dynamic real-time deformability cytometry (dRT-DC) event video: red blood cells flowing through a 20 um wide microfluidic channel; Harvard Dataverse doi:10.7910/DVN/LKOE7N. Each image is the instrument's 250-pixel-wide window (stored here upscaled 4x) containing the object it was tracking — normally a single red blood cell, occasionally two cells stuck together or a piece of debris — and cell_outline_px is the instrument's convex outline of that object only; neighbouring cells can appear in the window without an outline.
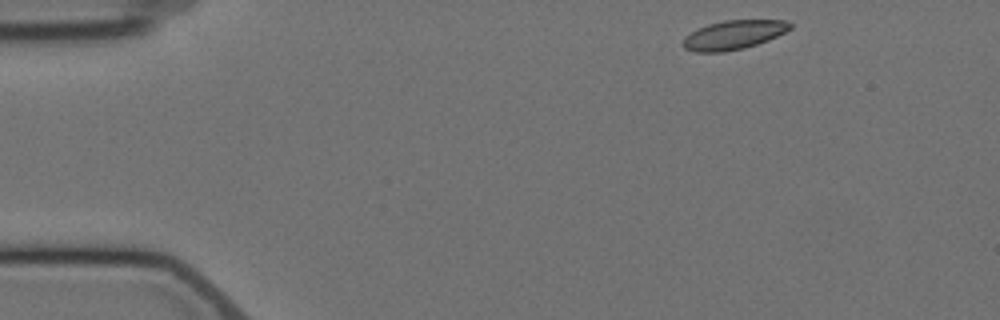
{"species": "Egyptian fruit bat (a non-hibernating species)", "species_latin": "Rousettus aegyptiacus", "temperature_condition": "cold", "stored_images_in_passage": 6, "camera_frame_rate_fps": 3000, "um_per_image_px": 0.085, "animal": {"sex": "female"}, "frame": {"image": 1, "passage_image": 1, "time_ms": 0.0, "image_size_px": [1000, 320], "cell_outline_px": [[792, 28], [768, 40], [744, 48], [724, 52], [696, 52], [684, 48], [680, 44], [684, 36], [708, 24], [724, 20], [788, 20], [792, 24]], "centroid_in_image_um": [62.34, 2.96], "position_along_channel_um": 22.7, "area_um2": 18.15}}
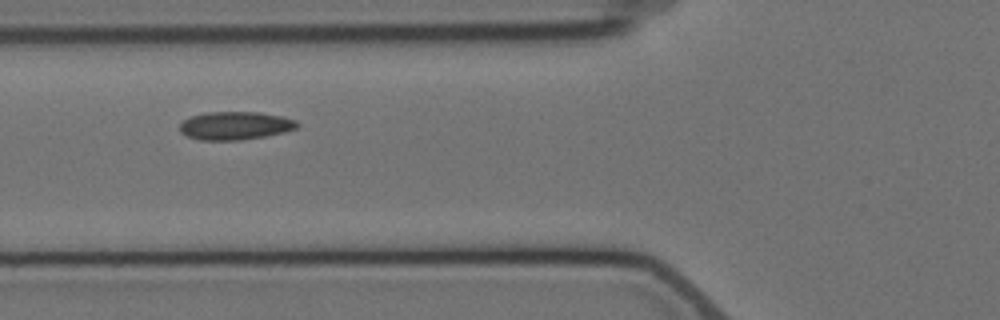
{"frame": {"image": 2, "passage_image": 5, "time_ms": 4.667, "image_size_px": [1000, 320], "cell_outline_px": [[300, 124], [296, 128], [284, 132], [264, 136], [236, 140], [200, 140], [188, 136], [180, 132], [180, 124], [184, 120], [192, 116], [204, 112], [260, 112], [280, 116], [296, 120]], "centroid_in_image_um": [19.99, 10.67], "position_along_channel_um": 105.8, "area_um2": 19.13}}
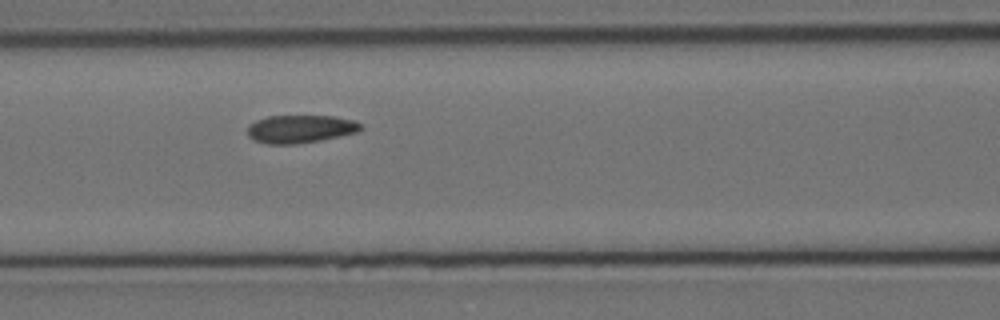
{"frame": {"image": 3, "passage_image": 6, "time_ms": 5.667, "image_size_px": [1000, 320], "cell_outline_px": [[364, 128], [356, 132], [320, 140], [296, 144], [268, 144], [252, 140], [248, 136], [248, 124], [256, 120], [268, 116], [336, 116], [356, 120], [364, 124]], "centroid_in_image_um": [25.54, 10.95], "position_along_channel_um": 141.1, "area_um2": 18.67}}